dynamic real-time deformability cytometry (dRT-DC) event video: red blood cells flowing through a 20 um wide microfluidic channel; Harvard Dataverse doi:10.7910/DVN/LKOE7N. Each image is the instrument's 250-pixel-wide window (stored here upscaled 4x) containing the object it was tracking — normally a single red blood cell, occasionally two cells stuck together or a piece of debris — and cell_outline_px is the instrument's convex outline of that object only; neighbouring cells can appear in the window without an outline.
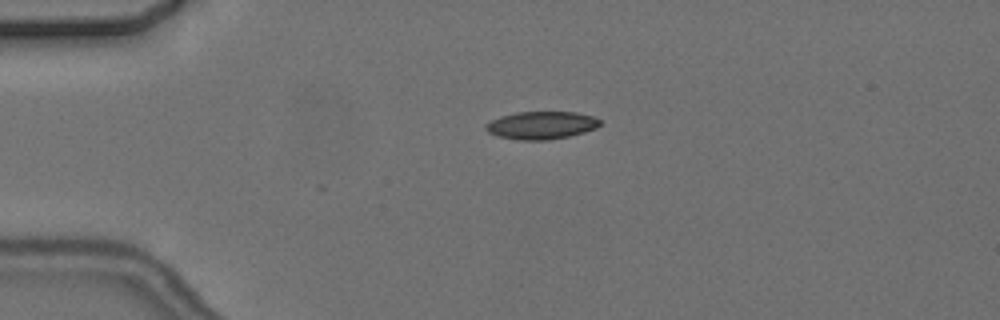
{"species": "common noctule bat (a hibernating species)", "species_latin": "Nyctalus noctula", "temperature_condition": "cold", "stored_images_in_passage": 2, "camera_frame_rate_fps": 3000, "um_per_image_px": 0.085, "animal": {"sex": "female", "body_mass_g": 24.6, "forearm_length_mm": 56.2}, "frame": {"image": 1, "passage_image": 1, "time_ms": 0.0, "image_size_px": [1000, 320], "cell_outline_px": [[600, 124], [596, 128], [584, 132], [568, 136], [548, 140], [520, 140], [500, 136], [488, 132], [484, 128], [484, 124], [500, 116], [516, 112], [576, 112], [592, 116], [600, 120]], "centroid_in_image_um": [46.0, 10.64], "position_along_channel_um": 39.0, "area_um2": 18.38}}